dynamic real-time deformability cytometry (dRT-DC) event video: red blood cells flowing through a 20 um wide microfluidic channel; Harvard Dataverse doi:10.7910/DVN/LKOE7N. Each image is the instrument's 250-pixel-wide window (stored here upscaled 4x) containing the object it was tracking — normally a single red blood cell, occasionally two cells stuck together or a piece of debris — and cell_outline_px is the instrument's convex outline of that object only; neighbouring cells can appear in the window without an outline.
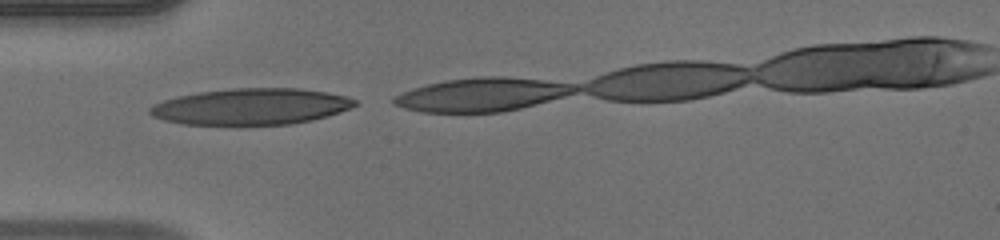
{"species": "human", "species_latin": "Homo sapiens", "temperature_condition": "warm", "stored_images_in_passage": 4, "camera_frame_rate_fps": 3000, "um_per_image_px": 0.085, "donor": {"sex": "male"}, "frame": {"image": 1, "passage_image": 1, "time_ms": 0.0, "image_size_px": [1000, 240], "cell_outline_px": [[360, 104], [340, 112], [328, 116], [312, 120], [288, 124], [184, 124], [164, 120], [152, 116], [148, 112], [148, 108], [152, 104], [176, 96], [196, 92], [232, 88], [300, 88], [328, 92], [344, 96], [356, 100]], "centroid_in_image_um": [21.33, 9.04], "position_along_channel_um": 63.7, "area_um2": 43.47}}